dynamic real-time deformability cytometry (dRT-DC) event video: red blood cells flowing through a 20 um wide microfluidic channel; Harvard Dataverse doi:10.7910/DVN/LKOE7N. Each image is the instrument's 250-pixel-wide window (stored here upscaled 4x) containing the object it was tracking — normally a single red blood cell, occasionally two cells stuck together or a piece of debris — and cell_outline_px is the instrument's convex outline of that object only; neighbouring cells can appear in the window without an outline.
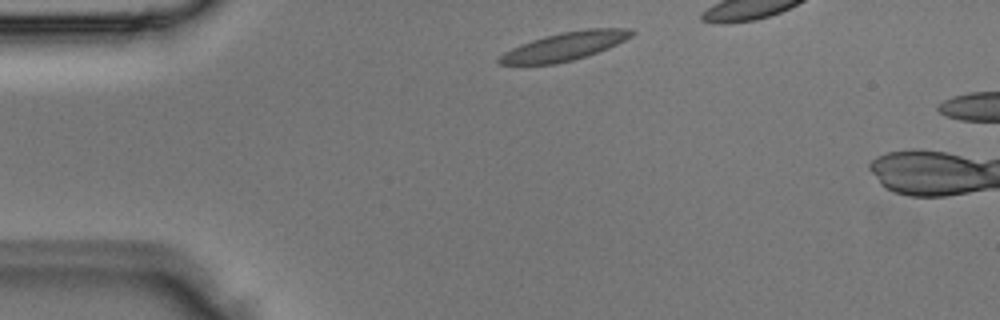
{"species": "Egyptian fruit bat (a non-hibernating species)", "species_latin": "Rousettus aegyptiacus", "temperature_condition": "room temperature", "stored_images_in_passage": 2, "camera_frame_rate_fps": 3000, "um_per_image_px": 0.085, "animal": {"sex": "male"}, "frame": {"image": 1, "passage_image": 1, "time_ms": 0.0, "image_size_px": [1000, 320], "cell_outline_px": [[636, 32], [632, 36], [608, 48], [588, 56], [556, 64], [496, 64], [496, 60], [504, 52], [520, 44], [544, 36], [564, 32], [588, 28], [628, 28]], "centroid_in_image_um": [48.0, 3.94], "position_along_channel_um": 37.0, "area_um2": 21.73}}